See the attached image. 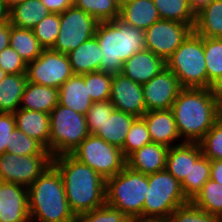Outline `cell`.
<instances>
[{
  "mask_svg": "<svg viewBox=\"0 0 222 222\" xmlns=\"http://www.w3.org/2000/svg\"><path fill=\"white\" fill-rule=\"evenodd\" d=\"M11 146L6 152L17 156H52L49 151L37 140L15 128L11 133Z\"/></svg>",
  "mask_w": 222,
  "mask_h": 222,
  "instance_id": "d590c367",
  "label": "cell"
},
{
  "mask_svg": "<svg viewBox=\"0 0 222 222\" xmlns=\"http://www.w3.org/2000/svg\"><path fill=\"white\" fill-rule=\"evenodd\" d=\"M194 31V25L160 19L145 30V48L167 61Z\"/></svg>",
  "mask_w": 222,
  "mask_h": 222,
  "instance_id": "7c38bea8",
  "label": "cell"
},
{
  "mask_svg": "<svg viewBox=\"0 0 222 222\" xmlns=\"http://www.w3.org/2000/svg\"><path fill=\"white\" fill-rule=\"evenodd\" d=\"M148 175V190L143 206V219H167L179 206L189 201L176 180L166 169Z\"/></svg>",
  "mask_w": 222,
  "mask_h": 222,
  "instance_id": "52a82bcc",
  "label": "cell"
},
{
  "mask_svg": "<svg viewBox=\"0 0 222 222\" xmlns=\"http://www.w3.org/2000/svg\"><path fill=\"white\" fill-rule=\"evenodd\" d=\"M119 18L132 27L147 30L160 20L153 0H129L120 5Z\"/></svg>",
  "mask_w": 222,
  "mask_h": 222,
  "instance_id": "603a6c76",
  "label": "cell"
},
{
  "mask_svg": "<svg viewBox=\"0 0 222 222\" xmlns=\"http://www.w3.org/2000/svg\"><path fill=\"white\" fill-rule=\"evenodd\" d=\"M102 51L96 37L81 43L76 49L67 55L75 75H83L93 71H99Z\"/></svg>",
  "mask_w": 222,
  "mask_h": 222,
  "instance_id": "cb8c5ba5",
  "label": "cell"
},
{
  "mask_svg": "<svg viewBox=\"0 0 222 222\" xmlns=\"http://www.w3.org/2000/svg\"><path fill=\"white\" fill-rule=\"evenodd\" d=\"M9 21V10L6 8L4 2L0 0V24Z\"/></svg>",
  "mask_w": 222,
  "mask_h": 222,
  "instance_id": "f907efd6",
  "label": "cell"
},
{
  "mask_svg": "<svg viewBox=\"0 0 222 222\" xmlns=\"http://www.w3.org/2000/svg\"><path fill=\"white\" fill-rule=\"evenodd\" d=\"M210 162H211L210 179L219 183L222 186V161L210 160Z\"/></svg>",
  "mask_w": 222,
  "mask_h": 222,
  "instance_id": "c3c4849f",
  "label": "cell"
},
{
  "mask_svg": "<svg viewBox=\"0 0 222 222\" xmlns=\"http://www.w3.org/2000/svg\"><path fill=\"white\" fill-rule=\"evenodd\" d=\"M52 164L62 176L69 207L76 217L106 203V181L92 168L71 154L53 157Z\"/></svg>",
  "mask_w": 222,
  "mask_h": 222,
  "instance_id": "7a4b0ae2",
  "label": "cell"
},
{
  "mask_svg": "<svg viewBox=\"0 0 222 222\" xmlns=\"http://www.w3.org/2000/svg\"><path fill=\"white\" fill-rule=\"evenodd\" d=\"M6 73L4 72V70L0 67V82L3 80V78L5 77Z\"/></svg>",
  "mask_w": 222,
  "mask_h": 222,
  "instance_id": "db71d44e",
  "label": "cell"
},
{
  "mask_svg": "<svg viewBox=\"0 0 222 222\" xmlns=\"http://www.w3.org/2000/svg\"><path fill=\"white\" fill-rule=\"evenodd\" d=\"M58 105V89L26 83L19 108L50 114Z\"/></svg>",
  "mask_w": 222,
  "mask_h": 222,
  "instance_id": "d4e9b609",
  "label": "cell"
},
{
  "mask_svg": "<svg viewBox=\"0 0 222 222\" xmlns=\"http://www.w3.org/2000/svg\"><path fill=\"white\" fill-rule=\"evenodd\" d=\"M132 222H171L169 218L167 219H137Z\"/></svg>",
  "mask_w": 222,
  "mask_h": 222,
  "instance_id": "f5cc1de1",
  "label": "cell"
},
{
  "mask_svg": "<svg viewBox=\"0 0 222 222\" xmlns=\"http://www.w3.org/2000/svg\"><path fill=\"white\" fill-rule=\"evenodd\" d=\"M142 118L147 124L152 143L171 148L176 145L175 141L182 140L171 109L146 111Z\"/></svg>",
  "mask_w": 222,
  "mask_h": 222,
  "instance_id": "ac0fdd59",
  "label": "cell"
},
{
  "mask_svg": "<svg viewBox=\"0 0 222 222\" xmlns=\"http://www.w3.org/2000/svg\"><path fill=\"white\" fill-rule=\"evenodd\" d=\"M10 46L27 63L38 58L44 48L35 37L33 29L18 28L10 24Z\"/></svg>",
  "mask_w": 222,
  "mask_h": 222,
  "instance_id": "f546056e",
  "label": "cell"
},
{
  "mask_svg": "<svg viewBox=\"0 0 222 222\" xmlns=\"http://www.w3.org/2000/svg\"><path fill=\"white\" fill-rule=\"evenodd\" d=\"M76 222H132L123 212L106 203L77 216Z\"/></svg>",
  "mask_w": 222,
  "mask_h": 222,
  "instance_id": "b9f144b4",
  "label": "cell"
},
{
  "mask_svg": "<svg viewBox=\"0 0 222 222\" xmlns=\"http://www.w3.org/2000/svg\"><path fill=\"white\" fill-rule=\"evenodd\" d=\"M74 5L99 22L112 21L120 15V4L117 0H74Z\"/></svg>",
  "mask_w": 222,
  "mask_h": 222,
  "instance_id": "e575fe53",
  "label": "cell"
},
{
  "mask_svg": "<svg viewBox=\"0 0 222 222\" xmlns=\"http://www.w3.org/2000/svg\"><path fill=\"white\" fill-rule=\"evenodd\" d=\"M152 143L147 124L142 117H137L129 132L127 133L122 147V153L127 158L134 151L141 149L144 145Z\"/></svg>",
  "mask_w": 222,
  "mask_h": 222,
  "instance_id": "74e56055",
  "label": "cell"
},
{
  "mask_svg": "<svg viewBox=\"0 0 222 222\" xmlns=\"http://www.w3.org/2000/svg\"><path fill=\"white\" fill-rule=\"evenodd\" d=\"M16 128L13 113L0 112V155L5 153L11 144V133Z\"/></svg>",
  "mask_w": 222,
  "mask_h": 222,
  "instance_id": "f6af8a7d",
  "label": "cell"
},
{
  "mask_svg": "<svg viewBox=\"0 0 222 222\" xmlns=\"http://www.w3.org/2000/svg\"><path fill=\"white\" fill-rule=\"evenodd\" d=\"M169 219L171 222H221L219 217L201 210L191 201L177 207Z\"/></svg>",
  "mask_w": 222,
  "mask_h": 222,
  "instance_id": "60d3db41",
  "label": "cell"
},
{
  "mask_svg": "<svg viewBox=\"0 0 222 222\" xmlns=\"http://www.w3.org/2000/svg\"><path fill=\"white\" fill-rule=\"evenodd\" d=\"M73 75L68 55L52 49H44L26 67L28 82L57 89Z\"/></svg>",
  "mask_w": 222,
  "mask_h": 222,
  "instance_id": "8fae6325",
  "label": "cell"
},
{
  "mask_svg": "<svg viewBox=\"0 0 222 222\" xmlns=\"http://www.w3.org/2000/svg\"><path fill=\"white\" fill-rule=\"evenodd\" d=\"M136 118L135 115L114 109L95 136L122 149L127 133Z\"/></svg>",
  "mask_w": 222,
  "mask_h": 222,
  "instance_id": "484cf974",
  "label": "cell"
},
{
  "mask_svg": "<svg viewBox=\"0 0 222 222\" xmlns=\"http://www.w3.org/2000/svg\"><path fill=\"white\" fill-rule=\"evenodd\" d=\"M8 10L12 9L14 6L20 4L24 0H2Z\"/></svg>",
  "mask_w": 222,
  "mask_h": 222,
  "instance_id": "816d5d0a",
  "label": "cell"
},
{
  "mask_svg": "<svg viewBox=\"0 0 222 222\" xmlns=\"http://www.w3.org/2000/svg\"><path fill=\"white\" fill-rule=\"evenodd\" d=\"M194 32L201 37L222 38V0H212L196 13Z\"/></svg>",
  "mask_w": 222,
  "mask_h": 222,
  "instance_id": "4316f807",
  "label": "cell"
},
{
  "mask_svg": "<svg viewBox=\"0 0 222 222\" xmlns=\"http://www.w3.org/2000/svg\"><path fill=\"white\" fill-rule=\"evenodd\" d=\"M49 153L52 157L70 154L90 135L85 115L58 105L51 111Z\"/></svg>",
  "mask_w": 222,
  "mask_h": 222,
  "instance_id": "ba28073f",
  "label": "cell"
},
{
  "mask_svg": "<svg viewBox=\"0 0 222 222\" xmlns=\"http://www.w3.org/2000/svg\"><path fill=\"white\" fill-rule=\"evenodd\" d=\"M148 190V175L128 166L106 180V204L120 210L132 221L143 219V206Z\"/></svg>",
  "mask_w": 222,
  "mask_h": 222,
  "instance_id": "5b68a950",
  "label": "cell"
},
{
  "mask_svg": "<svg viewBox=\"0 0 222 222\" xmlns=\"http://www.w3.org/2000/svg\"><path fill=\"white\" fill-rule=\"evenodd\" d=\"M171 110L182 142H199L222 115V91L182 88Z\"/></svg>",
  "mask_w": 222,
  "mask_h": 222,
  "instance_id": "6da1fadb",
  "label": "cell"
},
{
  "mask_svg": "<svg viewBox=\"0 0 222 222\" xmlns=\"http://www.w3.org/2000/svg\"><path fill=\"white\" fill-rule=\"evenodd\" d=\"M70 154L96 171L105 181L117 175L126 166V158L120 148L91 134Z\"/></svg>",
  "mask_w": 222,
  "mask_h": 222,
  "instance_id": "9c48e42d",
  "label": "cell"
},
{
  "mask_svg": "<svg viewBox=\"0 0 222 222\" xmlns=\"http://www.w3.org/2000/svg\"><path fill=\"white\" fill-rule=\"evenodd\" d=\"M95 37L102 51L100 71L115 75L133 54L145 50V31L119 17L99 22Z\"/></svg>",
  "mask_w": 222,
  "mask_h": 222,
  "instance_id": "3957f363",
  "label": "cell"
},
{
  "mask_svg": "<svg viewBox=\"0 0 222 222\" xmlns=\"http://www.w3.org/2000/svg\"><path fill=\"white\" fill-rule=\"evenodd\" d=\"M201 210L222 218V186L209 179L191 201Z\"/></svg>",
  "mask_w": 222,
  "mask_h": 222,
  "instance_id": "836d02e7",
  "label": "cell"
},
{
  "mask_svg": "<svg viewBox=\"0 0 222 222\" xmlns=\"http://www.w3.org/2000/svg\"><path fill=\"white\" fill-rule=\"evenodd\" d=\"M207 88L222 91V38L204 37Z\"/></svg>",
  "mask_w": 222,
  "mask_h": 222,
  "instance_id": "4dcf8cb0",
  "label": "cell"
},
{
  "mask_svg": "<svg viewBox=\"0 0 222 222\" xmlns=\"http://www.w3.org/2000/svg\"><path fill=\"white\" fill-rule=\"evenodd\" d=\"M109 101L115 109L142 117L146 110L142 84L136 83L122 73L112 75Z\"/></svg>",
  "mask_w": 222,
  "mask_h": 222,
  "instance_id": "9a60e30c",
  "label": "cell"
},
{
  "mask_svg": "<svg viewBox=\"0 0 222 222\" xmlns=\"http://www.w3.org/2000/svg\"><path fill=\"white\" fill-rule=\"evenodd\" d=\"M168 149L158 143L144 145L126 158V166L146 175L164 170Z\"/></svg>",
  "mask_w": 222,
  "mask_h": 222,
  "instance_id": "ffe728a7",
  "label": "cell"
},
{
  "mask_svg": "<svg viewBox=\"0 0 222 222\" xmlns=\"http://www.w3.org/2000/svg\"><path fill=\"white\" fill-rule=\"evenodd\" d=\"M16 128L40 142L49 151L50 116L47 113L18 109L13 113Z\"/></svg>",
  "mask_w": 222,
  "mask_h": 222,
  "instance_id": "44dd1931",
  "label": "cell"
},
{
  "mask_svg": "<svg viewBox=\"0 0 222 222\" xmlns=\"http://www.w3.org/2000/svg\"><path fill=\"white\" fill-rule=\"evenodd\" d=\"M147 111L169 110L182 89L179 80L167 67L142 85Z\"/></svg>",
  "mask_w": 222,
  "mask_h": 222,
  "instance_id": "5bb4252c",
  "label": "cell"
},
{
  "mask_svg": "<svg viewBox=\"0 0 222 222\" xmlns=\"http://www.w3.org/2000/svg\"><path fill=\"white\" fill-rule=\"evenodd\" d=\"M211 162L203 154L192 164L189 180L181 182V188L188 201H192L210 179Z\"/></svg>",
  "mask_w": 222,
  "mask_h": 222,
  "instance_id": "d6a6232c",
  "label": "cell"
},
{
  "mask_svg": "<svg viewBox=\"0 0 222 222\" xmlns=\"http://www.w3.org/2000/svg\"><path fill=\"white\" fill-rule=\"evenodd\" d=\"M161 19L195 25L196 13L188 0H153Z\"/></svg>",
  "mask_w": 222,
  "mask_h": 222,
  "instance_id": "1f68e13d",
  "label": "cell"
},
{
  "mask_svg": "<svg viewBox=\"0 0 222 222\" xmlns=\"http://www.w3.org/2000/svg\"><path fill=\"white\" fill-rule=\"evenodd\" d=\"M49 13L41 0H24L9 10V21L15 27L33 29Z\"/></svg>",
  "mask_w": 222,
  "mask_h": 222,
  "instance_id": "83f0119b",
  "label": "cell"
},
{
  "mask_svg": "<svg viewBox=\"0 0 222 222\" xmlns=\"http://www.w3.org/2000/svg\"><path fill=\"white\" fill-rule=\"evenodd\" d=\"M51 13H63L67 8L74 5V0H41Z\"/></svg>",
  "mask_w": 222,
  "mask_h": 222,
  "instance_id": "bcb514c9",
  "label": "cell"
},
{
  "mask_svg": "<svg viewBox=\"0 0 222 222\" xmlns=\"http://www.w3.org/2000/svg\"><path fill=\"white\" fill-rule=\"evenodd\" d=\"M52 156L0 155V181L29 187L52 164Z\"/></svg>",
  "mask_w": 222,
  "mask_h": 222,
  "instance_id": "4fadbf2b",
  "label": "cell"
},
{
  "mask_svg": "<svg viewBox=\"0 0 222 222\" xmlns=\"http://www.w3.org/2000/svg\"><path fill=\"white\" fill-rule=\"evenodd\" d=\"M99 21L75 5L60 13V31L52 50L68 54L95 36Z\"/></svg>",
  "mask_w": 222,
  "mask_h": 222,
  "instance_id": "30bf717a",
  "label": "cell"
},
{
  "mask_svg": "<svg viewBox=\"0 0 222 222\" xmlns=\"http://www.w3.org/2000/svg\"><path fill=\"white\" fill-rule=\"evenodd\" d=\"M10 46V21L0 24V52Z\"/></svg>",
  "mask_w": 222,
  "mask_h": 222,
  "instance_id": "7dc6e473",
  "label": "cell"
},
{
  "mask_svg": "<svg viewBox=\"0 0 222 222\" xmlns=\"http://www.w3.org/2000/svg\"><path fill=\"white\" fill-rule=\"evenodd\" d=\"M26 83V73L5 75L0 82V112L14 113L19 109Z\"/></svg>",
  "mask_w": 222,
  "mask_h": 222,
  "instance_id": "f1b7e54d",
  "label": "cell"
},
{
  "mask_svg": "<svg viewBox=\"0 0 222 222\" xmlns=\"http://www.w3.org/2000/svg\"><path fill=\"white\" fill-rule=\"evenodd\" d=\"M182 88H207L204 37L194 31L166 61Z\"/></svg>",
  "mask_w": 222,
  "mask_h": 222,
  "instance_id": "8992f818",
  "label": "cell"
},
{
  "mask_svg": "<svg viewBox=\"0 0 222 222\" xmlns=\"http://www.w3.org/2000/svg\"><path fill=\"white\" fill-rule=\"evenodd\" d=\"M28 204L31 222H76L62 176L53 164L28 187Z\"/></svg>",
  "mask_w": 222,
  "mask_h": 222,
  "instance_id": "277c9868",
  "label": "cell"
},
{
  "mask_svg": "<svg viewBox=\"0 0 222 222\" xmlns=\"http://www.w3.org/2000/svg\"><path fill=\"white\" fill-rule=\"evenodd\" d=\"M0 67L6 74L26 73V62L11 47L8 46L0 52Z\"/></svg>",
  "mask_w": 222,
  "mask_h": 222,
  "instance_id": "ee69618b",
  "label": "cell"
},
{
  "mask_svg": "<svg viewBox=\"0 0 222 222\" xmlns=\"http://www.w3.org/2000/svg\"><path fill=\"white\" fill-rule=\"evenodd\" d=\"M0 222H31L27 187L0 181Z\"/></svg>",
  "mask_w": 222,
  "mask_h": 222,
  "instance_id": "2e32d148",
  "label": "cell"
},
{
  "mask_svg": "<svg viewBox=\"0 0 222 222\" xmlns=\"http://www.w3.org/2000/svg\"><path fill=\"white\" fill-rule=\"evenodd\" d=\"M112 103L108 101L93 102L87 113L85 114L86 123L91 135H96L101 126L110 117L114 110Z\"/></svg>",
  "mask_w": 222,
  "mask_h": 222,
  "instance_id": "7bdbcfd3",
  "label": "cell"
},
{
  "mask_svg": "<svg viewBox=\"0 0 222 222\" xmlns=\"http://www.w3.org/2000/svg\"><path fill=\"white\" fill-rule=\"evenodd\" d=\"M126 1H129V0H117V2L121 5V4H123L124 2H126Z\"/></svg>",
  "mask_w": 222,
  "mask_h": 222,
  "instance_id": "11a10c76",
  "label": "cell"
},
{
  "mask_svg": "<svg viewBox=\"0 0 222 222\" xmlns=\"http://www.w3.org/2000/svg\"><path fill=\"white\" fill-rule=\"evenodd\" d=\"M198 143L205 157L222 161V115Z\"/></svg>",
  "mask_w": 222,
  "mask_h": 222,
  "instance_id": "ab89813d",
  "label": "cell"
},
{
  "mask_svg": "<svg viewBox=\"0 0 222 222\" xmlns=\"http://www.w3.org/2000/svg\"><path fill=\"white\" fill-rule=\"evenodd\" d=\"M167 67L166 61L145 49L123 63L122 74L136 83L145 84Z\"/></svg>",
  "mask_w": 222,
  "mask_h": 222,
  "instance_id": "d6986e66",
  "label": "cell"
},
{
  "mask_svg": "<svg viewBox=\"0 0 222 222\" xmlns=\"http://www.w3.org/2000/svg\"><path fill=\"white\" fill-rule=\"evenodd\" d=\"M58 103L85 115L93 104L83 75H73L58 89Z\"/></svg>",
  "mask_w": 222,
  "mask_h": 222,
  "instance_id": "7402d4cb",
  "label": "cell"
},
{
  "mask_svg": "<svg viewBox=\"0 0 222 222\" xmlns=\"http://www.w3.org/2000/svg\"><path fill=\"white\" fill-rule=\"evenodd\" d=\"M202 155L198 142H180L167 151L165 169L180 183L189 180L192 164Z\"/></svg>",
  "mask_w": 222,
  "mask_h": 222,
  "instance_id": "e0dca14e",
  "label": "cell"
},
{
  "mask_svg": "<svg viewBox=\"0 0 222 222\" xmlns=\"http://www.w3.org/2000/svg\"><path fill=\"white\" fill-rule=\"evenodd\" d=\"M33 31L44 49H52L60 31V14L50 12Z\"/></svg>",
  "mask_w": 222,
  "mask_h": 222,
  "instance_id": "f35d334b",
  "label": "cell"
},
{
  "mask_svg": "<svg viewBox=\"0 0 222 222\" xmlns=\"http://www.w3.org/2000/svg\"><path fill=\"white\" fill-rule=\"evenodd\" d=\"M212 0H188L191 8L197 13L200 9H202L206 4H208Z\"/></svg>",
  "mask_w": 222,
  "mask_h": 222,
  "instance_id": "681fc988",
  "label": "cell"
},
{
  "mask_svg": "<svg viewBox=\"0 0 222 222\" xmlns=\"http://www.w3.org/2000/svg\"><path fill=\"white\" fill-rule=\"evenodd\" d=\"M85 86L93 102H104L110 99L112 75L102 71L84 74Z\"/></svg>",
  "mask_w": 222,
  "mask_h": 222,
  "instance_id": "8d00e7d4",
  "label": "cell"
}]
</instances>
